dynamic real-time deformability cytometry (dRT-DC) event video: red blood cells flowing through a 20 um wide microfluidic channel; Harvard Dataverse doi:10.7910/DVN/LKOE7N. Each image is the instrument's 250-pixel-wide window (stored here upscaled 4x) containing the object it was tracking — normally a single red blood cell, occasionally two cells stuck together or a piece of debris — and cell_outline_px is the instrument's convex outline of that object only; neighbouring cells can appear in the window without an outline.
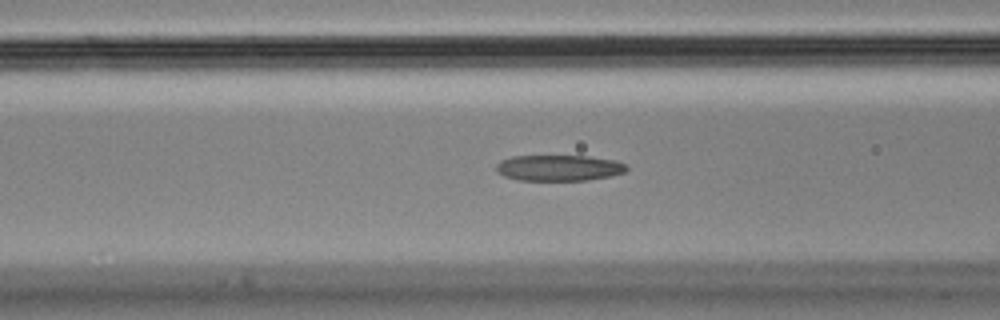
{"species": "Egyptian fruit bat (a non-hibernating species)", "species_latin": "Rousettus aegyptiacus", "temperature_condition": "cold", "stored_images_in_passage": 40, "camera_frame_rate_fps": 3000, "um_per_image_px": 0.085, "animal": {"sex": "male"}, "frame": {"image": 1, "passage_image": 6, "time_ms": 1.667, "image_size_px": [1000, 320], "cell_outline_px": [[628, 168], [624, 172], [608, 176], [588, 180], [520, 180], [504, 176], [496, 168], [496, 164], [500, 160], [512, 156], [588, 156], [616, 160], [628, 164]], "centroid_in_image_um": [47.53, 14.26], "position_along_channel_um": 119.1, "area_um2": 19.65}}
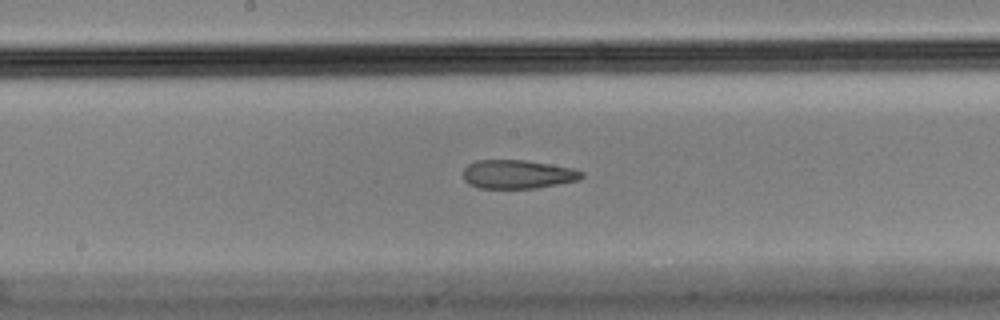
{"frame": {"image": 2, "passage_image": 13, "time_ms": 4.0, "image_size_px": [1000, 320], "cell_outline_px": [[584, 176], [576, 180], [536, 188], [480, 188], [468, 184], [464, 180], [464, 168], [468, 164], [476, 160], [524, 160], [572, 168], [584, 172]], "centroid_in_image_um": [43.96, 14.81], "position_along_channel_um": 204.2, "area_um2": 19.65}}
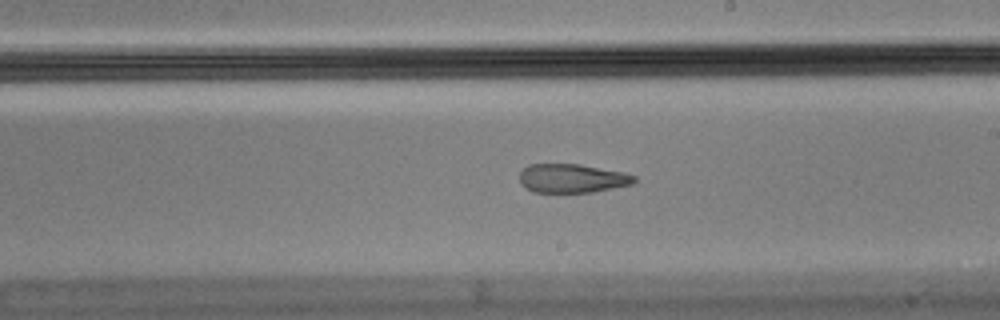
{"frame": {"image": 3, "passage_image": 16, "time_ms": 5.0, "image_size_px": [1000, 320], "cell_outline_px": [[636, 180], [632, 184], [592, 192], [532, 192], [520, 184], [520, 172], [528, 164], [580, 164], [624, 172], [636, 176]], "centroid_in_image_um": [48.61, 15.15], "position_along_channel_um": 240.4, "area_um2": 19.31}, "authors_computed_cell_mechanics": {"area_um2": 22.0796, "velocity_mm_per_s": 3.6411, "shape_relaxation_time_tau1_ms": null, "shape_relaxation_time_tau2_ms": 2.4159, "deformation_change_tau1": null, "deformation_change_tau2": 0.1033}}